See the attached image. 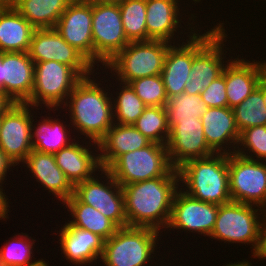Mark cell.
I'll use <instances>...</instances> for the list:
<instances>
[{"label":"cell","mask_w":266,"mask_h":266,"mask_svg":"<svg viewBox=\"0 0 266 266\" xmlns=\"http://www.w3.org/2000/svg\"><path fill=\"white\" fill-rule=\"evenodd\" d=\"M34 71L28 52H1L2 92L14 103H26L33 91Z\"/></svg>","instance_id":"19"},{"label":"cell","mask_w":266,"mask_h":266,"mask_svg":"<svg viewBox=\"0 0 266 266\" xmlns=\"http://www.w3.org/2000/svg\"><path fill=\"white\" fill-rule=\"evenodd\" d=\"M232 111L240 133L249 127L266 126V106L258 87Z\"/></svg>","instance_id":"36"},{"label":"cell","mask_w":266,"mask_h":266,"mask_svg":"<svg viewBox=\"0 0 266 266\" xmlns=\"http://www.w3.org/2000/svg\"><path fill=\"white\" fill-rule=\"evenodd\" d=\"M238 263H244L246 266H253L250 260L242 259V261H238Z\"/></svg>","instance_id":"48"},{"label":"cell","mask_w":266,"mask_h":266,"mask_svg":"<svg viewBox=\"0 0 266 266\" xmlns=\"http://www.w3.org/2000/svg\"><path fill=\"white\" fill-rule=\"evenodd\" d=\"M235 153L251 160L266 161V126L244 129Z\"/></svg>","instance_id":"37"},{"label":"cell","mask_w":266,"mask_h":266,"mask_svg":"<svg viewBox=\"0 0 266 266\" xmlns=\"http://www.w3.org/2000/svg\"><path fill=\"white\" fill-rule=\"evenodd\" d=\"M229 192L232 201L266 211V161L228 154Z\"/></svg>","instance_id":"13"},{"label":"cell","mask_w":266,"mask_h":266,"mask_svg":"<svg viewBox=\"0 0 266 266\" xmlns=\"http://www.w3.org/2000/svg\"><path fill=\"white\" fill-rule=\"evenodd\" d=\"M236 54L226 65V94L228 107L242 103L257 87L266 71V59L248 60ZM240 57V58H239Z\"/></svg>","instance_id":"22"},{"label":"cell","mask_w":266,"mask_h":266,"mask_svg":"<svg viewBox=\"0 0 266 266\" xmlns=\"http://www.w3.org/2000/svg\"><path fill=\"white\" fill-rule=\"evenodd\" d=\"M36 109L26 103H14L2 115L0 148L15 166L22 165L33 150L32 118Z\"/></svg>","instance_id":"15"},{"label":"cell","mask_w":266,"mask_h":266,"mask_svg":"<svg viewBox=\"0 0 266 266\" xmlns=\"http://www.w3.org/2000/svg\"><path fill=\"white\" fill-rule=\"evenodd\" d=\"M27 168L26 173H31V178L42 185L43 190H48L49 196L54 195L62 204L74 193V186L67 179L64 172L57 166L54 154L40 153L32 150L22 163Z\"/></svg>","instance_id":"23"},{"label":"cell","mask_w":266,"mask_h":266,"mask_svg":"<svg viewBox=\"0 0 266 266\" xmlns=\"http://www.w3.org/2000/svg\"><path fill=\"white\" fill-rule=\"evenodd\" d=\"M91 4H119L122 0H84Z\"/></svg>","instance_id":"46"},{"label":"cell","mask_w":266,"mask_h":266,"mask_svg":"<svg viewBox=\"0 0 266 266\" xmlns=\"http://www.w3.org/2000/svg\"><path fill=\"white\" fill-rule=\"evenodd\" d=\"M100 76L97 77L93 73L89 77L83 78L61 108L65 113L68 111L66 114H69L72 131L74 134L78 132L76 138L81 137L96 143L114 124L112 99L110 88L107 85L111 80H107L106 75L102 76V79L99 78ZM103 79L104 81H102ZM106 81L107 84H105Z\"/></svg>","instance_id":"1"},{"label":"cell","mask_w":266,"mask_h":266,"mask_svg":"<svg viewBox=\"0 0 266 266\" xmlns=\"http://www.w3.org/2000/svg\"><path fill=\"white\" fill-rule=\"evenodd\" d=\"M168 117V126L171 129L181 121L201 119L208 109L198 94L180 93L168 97L165 105Z\"/></svg>","instance_id":"33"},{"label":"cell","mask_w":266,"mask_h":266,"mask_svg":"<svg viewBox=\"0 0 266 266\" xmlns=\"http://www.w3.org/2000/svg\"><path fill=\"white\" fill-rule=\"evenodd\" d=\"M218 207L217 204L197 200L179 188L174 195L170 220L164 233L171 234L170 230H178L177 232L197 233L209 238L215 225Z\"/></svg>","instance_id":"16"},{"label":"cell","mask_w":266,"mask_h":266,"mask_svg":"<svg viewBox=\"0 0 266 266\" xmlns=\"http://www.w3.org/2000/svg\"><path fill=\"white\" fill-rule=\"evenodd\" d=\"M13 237L0 247V266H50L46 259L34 258L36 239L23 232Z\"/></svg>","instance_id":"31"},{"label":"cell","mask_w":266,"mask_h":266,"mask_svg":"<svg viewBox=\"0 0 266 266\" xmlns=\"http://www.w3.org/2000/svg\"><path fill=\"white\" fill-rule=\"evenodd\" d=\"M265 212L260 207L236 201L219 205L209 239L229 245L247 244L253 253L258 243L259 228Z\"/></svg>","instance_id":"8"},{"label":"cell","mask_w":266,"mask_h":266,"mask_svg":"<svg viewBox=\"0 0 266 266\" xmlns=\"http://www.w3.org/2000/svg\"><path fill=\"white\" fill-rule=\"evenodd\" d=\"M73 195L80 202L99 210L118 227L128 226L122 186L106 169L102 168L97 175L76 184Z\"/></svg>","instance_id":"12"},{"label":"cell","mask_w":266,"mask_h":266,"mask_svg":"<svg viewBox=\"0 0 266 266\" xmlns=\"http://www.w3.org/2000/svg\"><path fill=\"white\" fill-rule=\"evenodd\" d=\"M258 88L263 93V100H264L265 106H266V71L263 73V75L259 81Z\"/></svg>","instance_id":"45"},{"label":"cell","mask_w":266,"mask_h":266,"mask_svg":"<svg viewBox=\"0 0 266 266\" xmlns=\"http://www.w3.org/2000/svg\"><path fill=\"white\" fill-rule=\"evenodd\" d=\"M133 126L150 142L167 145L170 128L165 107H146Z\"/></svg>","instance_id":"34"},{"label":"cell","mask_w":266,"mask_h":266,"mask_svg":"<svg viewBox=\"0 0 266 266\" xmlns=\"http://www.w3.org/2000/svg\"><path fill=\"white\" fill-rule=\"evenodd\" d=\"M174 169L169 160L167 146L155 142L122 154L106 168L121 186L166 177Z\"/></svg>","instance_id":"10"},{"label":"cell","mask_w":266,"mask_h":266,"mask_svg":"<svg viewBox=\"0 0 266 266\" xmlns=\"http://www.w3.org/2000/svg\"><path fill=\"white\" fill-rule=\"evenodd\" d=\"M62 204L65 209H68L67 212L70 213L68 216H71V218L67 219L70 225L88 230L101 237L104 241L114 235L119 228L99 210L91 205L80 202L74 195Z\"/></svg>","instance_id":"29"},{"label":"cell","mask_w":266,"mask_h":266,"mask_svg":"<svg viewBox=\"0 0 266 266\" xmlns=\"http://www.w3.org/2000/svg\"><path fill=\"white\" fill-rule=\"evenodd\" d=\"M92 38L93 65L97 69L130 43L124 33L119 4H92Z\"/></svg>","instance_id":"11"},{"label":"cell","mask_w":266,"mask_h":266,"mask_svg":"<svg viewBox=\"0 0 266 266\" xmlns=\"http://www.w3.org/2000/svg\"><path fill=\"white\" fill-rule=\"evenodd\" d=\"M34 30L16 9H2L0 52H28Z\"/></svg>","instance_id":"28"},{"label":"cell","mask_w":266,"mask_h":266,"mask_svg":"<svg viewBox=\"0 0 266 266\" xmlns=\"http://www.w3.org/2000/svg\"><path fill=\"white\" fill-rule=\"evenodd\" d=\"M204 135L208 145L216 153L236 152L240 139L232 108H208L201 116Z\"/></svg>","instance_id":"24"},{"label":"cell","mask_w":266,"mask_h":266,"mask_svg":"<svg viewBox=\"0 0 266 266\" xmlns=\"http://www.w3.org/2000/svg\"><path fill=\"white\" fill-rule=\"evenodd\" d=\"M73 0H20L16 10L36 29L55 28Z\"/></svg>","instance_id":"30"},{"label":"cell","mask_w":266,"mask_h":266,"mask_svg":"<svg viewBox=\"0 0 266 266\" xmlns=\"http://www.w3.org/2000/svg\"><path fill=\"white\" fill-rule=\"evenodd\" d=\"M77 140L54 154L57 166L73 186L92 178L102 169L98 144L90 140L86 141V139L80 141L78 138Z\"/></svg>","instance_id":"21"},{"label":"cell","mask_w":266,"mask_h":266,"mask_svg":"<svg viewBox=\"0 0 266 266\" xmlns=\"http://www.w3.org/2000/svg\"><path fill=\"white\" fill-rule=\"evenodd\" d=\"M16 167L12 161L6 156V154L0 148V185H4L7 180V175L10 171H13V168ZM12 168V169H11Z\"/></svg>","instance_id":"41"},{"label":"cell","mask_w":266,"mask_h":266,"mask_svg":"<svg viewBox=\"0 0 266 266\" xmlns=\"http://www.w3.org/2000/svg\"><path fill=\"white\" fill-rule=\"evenodd\" d=\"M179 184L178 170L174 169L166 177L122 186L128 226L152 228L163 234Z\"/></svg>","instance_id":"2"},{"label":"cell","mask_w":266,"mask_h":266,"mask_svg":"<svg viewBox=\"0 0 266 266\" xmlns=\"http://www.w3.org/2000/svg\"><path fill=\"white\" fill-rule=\"evenodd\" d=\"M20 0H0V7L2 9H16Z\"/></svg>","instance_id":"44"},{"label":"cell","mask_w":266,"mask_h":266,"mask_svg":"<svg viewBox=\"0 0 266 266\" xmlns=\"http://www.w3.org/2000/svg\"><path fill=\"white\" fill-rule=\"evenodd\" d=\"M210 24L214 26L206 28L207 31L204 30V33L201 29L203 26H201L193 34V64L189 75L190 80L185 84L184 93L200 95L212 81L222 75L225 66L233 56L235 57L231 48L226 47L229 46L226 42L230 40H227L229 36L225 30L224 21H219V23L214 21ZM226 50L229 51V55ZM230 53L234 55L230 56Z\"/></svg>","instance_id":"3"},{"label":"cell","mask_w":266,"mask_h":266,"mask_svg":"<svg viewBox=\"0 0 266 266\" xmlns=\"http://www.w3.org/2000/svg\"><path fill=\"white\" fill-rule=\"evenodd\" d=\"M14 104V102L9 99L1 90H0V117Z\"/></svg>","instance_id":"43"},{"label":"cell","mask_w":266,"mask_h":266,"mask_svg":"<svg viewBox=\"0 0 266 266\" xmlns=\"http://www.w3.org/2000/svg\"><path fill=\"white\" fill-rule=\"evenodd\" d=\"M181 1L183 0H146L147 40H163L171 44H177L181 43L182 40L186 41L184 38L189 39L200 29L199 23H202L197 22L199 19H197L198 16H195L196 14L198 15V13H194L193 11V13L191 12V14H188L190 13L189 9H187L186 13L185 8L192 7L188 3H185V1H183L184 6L182 7L183 4L180 3ZM183 15L184 17H188V21ZM182 18L184 21L186 20V22L182 21ZM181 23L184 24L185 28ZM185 30L188 32H185ZM179 35H182V38ZM184 35H186V37Z\"/></svg>","instance_id":"9"},{"label":"cell","mask_w":266,"mask_h":266,"mask_svg":"<svg viewBox=\"0 0 266 266\" xmlns=\"http://www.w3.org/2000/svg\"><path fill=\"white\" fill-rule=\"evenodd\" d=\"M164 261H165V260H163V261H160V262H161V263L163 262V263H164V264H166V265H163V263H162V264H159V266H160V265H161V266H168V265H170V266H171V264H172V263H169V264H168V263H165ZM167 264H168V265H167ZM173 266H174V263H173Z\"/></svg>","instance_id":"50"},{"label":"cell","mask_w":266,"mask_h":266,"mask_svg":"<svg viewBox=\"0 0 266 266\" xmlns=\"http://www.w3.org/2000/svg\"><path fill=\"white\" fill-rule=\"evenodd\" d=\"M37 112L39 113L40 117L36 116ZM34 115L35 116H33L32 118L31 132L32 147L34 151L40 153L55 154L62 148L69 146L77 139L76 137L72 138L70 135L72 133L74 134L71 124L68 121H63L64 119L62 118H57L58 116L61 117L62 115H56V117L54 118L55 114L52 116L49 112L48 116L47 114L41 116L39 111H36V114ZM37 117L41 119H39L38 121Z\"/></svg>","instance_id":"25"},{"label":"cell","mask_w":266,"mask_h":266,"mask_svg":"<svg viewBox=\"0 0 266 266\" xmlns=\"http://www.w3.org/2000/svg\"><path fill=\"white\" fill-rule=\"evenodd\" d=\"M177 170L179 188L187 195L217 205L232 201L229 192L228 154L216 153L206 158L191 159Z\"/></svg>","instance_id":"4"},{"label":"cell","mask_w":266,"mask_h":266,"mask_svg":"<svg viewBox=\"0 0 266 266\" xmlns=\"http://www.w3.org/2000/svg\"><path fill=\"white\" fill-rule=\"evenodd\" d=\"M83 77L70 66L54 60L36 62L34 71L33 91L30 99L26 102L37 110L42 106L47 112L56 111L61 114V108L65 105L68 96ZM39 107V108H38ZM55 111V112H54Z\"/></svg>","instance_id":"7"},{"label":"cell","mask_w":266,"mask_h":266,"mask_svg":"<svg viewBox=\"0 0 266 266\" xmlns=\"http://www.w3.org/2000/svg\"><path fill=\"white\" fill-rule=\"evenodd\" d=\"M29 57L36 62L54 60L75 69L83 78L93 73L101 74L95 66L75 47L70 46L55 28H36L33 32Z\"/></svg>","instance_id":"14"},{"label":"cell","mask_w":266,"mask_h":266,"mask_svg":"<svg viewBox=\"0 0 266 266\" xmlns=\"http://www.w3.org/2000/svg\"><path fill=\"white\" fill-rule=\"evenodd\" d=\"M253 259H259L260 261L266 259V212L259 228L258 243L251 255Z\"/></svg>","instance_id":"40"},{"label":"cell","mask_w":266,"mask_h":266,"mask_svg":"<svg viewBox=\"0 0 266 266\" xmlns=\"http://www.w3.org/2000/svg\"><path fill=\"white\" fill-rule=\"evenodd\" d=\"M193 64V35L168 48L161 76L167 97L184 92Z\"/></svg>","instance_id":"26"},{"label":"cell","mask_w":266,"mask_h":266,"mask_svg":"<svg viewBox=\"0 0 266 266\" xmlns=\"http://www.w3.org/2000/svg\"><path fill=\"white\" fill-rule=\"evenodd\" d=\"M162 235L152 228L119 227L114 235L104 241L100 258L103 264L100 266H158L157 262L162 259L157 258L155 262L154 256H160L156 253H159L162 246L159 245Z\"/></svg>","instance_id":"5"},{"label":"cell","mask_w":266,"mask_h":266,"mask_svg":"<svg viewBox=\"0 0 266 266\" xmlns=\"http://www.w3.org/2000/svg\"><path fill=\"white\" fill-rule=\"evenodd\" d=\"M128 84L147 107H165L168 97L161 74L134 79Z\"/></svg>","instance_id":"38"},{"label":"cell","mask_w":266,"mask_h":266,"mask_svg":"<svg viewBox=\"0 0 266 266\" xmlns=\"http://www.w3.org/2000/svg\"><path fill=\"white\" fill-rule=\"evenodd\" d=\"M0 90L2 91V79H1V52H0Z\"/></svg>","instance_id":"49"},{"label":"cell","mask_w":266,"mask_h":266,"mask_svg":"<svg viewBox=\"0 0 266 266\" xmlns=\"http://www.w3.org/2000/svg\"><path fill=\"white\" fill-rule=\"evenodd\" d=\"M166 146L169 160L175 169L188 160L216 154L206 141L201 119L181 121L174 125L170 129Z\"/></svg>","instance_id":"17"},{"label":"cell","mask_w":266,"mask_h":266,"mask_svg":"<svg viewBox=\"0 0 266 266\" xmlns=\"http://www.w3.org/2000/svg\"><path fill=\"white\" fill-rule=\"evenodd\" d=\"M150 143L133 125L114 123L97 142L101 168L106 169L122 154L142 149Z\"/></svg>","instance_id":"27"},{"label":"cell","mask_w":266,"mask_h":266,"mask_svg":"<svg viewBox=\"0 0 266 266\" xmlns=\"http://www.w3.org/2000/svg\"><path fill=\"white\" fill-rule=\"evenodd\" d=\"M55 29L93 64L92 4L73 0L60 16Z\"/></svg>","instance_id":"18"},{"label":"cell","mask_w":266,"mask_h":266,"mask_svg":"<svg viewBox=\"0 0 266 266\" xmlns=\"http://www.w3.org/2000/svg\"><path fill=\"white\" fill-rule=\"evenodd\" d=\"M119 9L127 39L147 41L146 0H122Z\"/></svg>","instance_id":"35"},{"label":"cell","mask_w":266,"mask_h":266,"mask_svg":"<svg viewBox=\"0 0 266 266\" xmlns=\"http://www.w3.org/2000/svg\"><path fill=\"white\" fill-rule=\"evenodd\" d=\"M222 266H246V265L244 263H238L237 261L232 263V261H231V262H229L225 265H222Z\"/></svg>","instance_id":"47"},{"label":"cell","mask_w":266,"mask_h":266,"mask_svg":"<svg viewBox=\"0 0 266 266\" xmlns=\"http://www.w3.org/2000/svg\"><path fill=\"white\" fill-rule=\"evenodd\" d=\"M115 82L118 84L116 91L112 92L110 89L114 123L134 125L147 106L129 84Z\"/></svg>","instance_id":"32"},{"label":"cell","mask_w":266,"mask_h":266,"mask_svg":"<svg viewBox=\"0 0 266 266\" xmlns=\"http://www.w3.org/2000/svg\"><path fill=\"white\" fill-rule=\"evenodd\" d=\"M57 232L59 239L60 254L72 265H91L100 262L103 253L104 240L88 230L77 228L65 221ZM59 232V233H58ZM91 263V264H90Z\"/></svg>","instance_id":"20"},{"label":"cell","mask_w":266,"mask_h":266,"mask_svg":"<svg viewBox=\"0 0 266 266\" xmlns=\"http://www.w3.org/2000/svg\"><path fill=\"white\" fill-rule=\"evenodd\" d=\"M5 186L0 185V220L6 221V219H10L9 212L10 211V200L9 196L5 195L7 192H5V189H3ZM10 203V204H9Z\"/></svg>","instance_id":"42"},{"label":"cell","mask_w":266,"mask_h":266,"mask_svg":"<svg viewBox=\"0 0 266 266\" xmlns=\"http://www.w3.org/2000/svg\"><path fill=\"white\" fill-rule=\"evenodd\" d=\"M171 45L163 40L130 42L105 64L104 69L100 68V70L102 74H109V79L116 78L114 80L126 84L134 79L160 75L166 53Z\"/></svg>","instance_id":"6"},{"label":"cell","mask_w":266,"mask_h":266,"mask_svg":"<svg viewBox=\"0 0 266 266\" xmlns=\"http://www.w3.org/2000/svg\"><path fill=\"white\" fill-rule=\"evenodd\" d=\"M208 108L228 107L226 94V66L221 76L200 93Z\"/></svg>","instance_id":"39"}]
</instances>
